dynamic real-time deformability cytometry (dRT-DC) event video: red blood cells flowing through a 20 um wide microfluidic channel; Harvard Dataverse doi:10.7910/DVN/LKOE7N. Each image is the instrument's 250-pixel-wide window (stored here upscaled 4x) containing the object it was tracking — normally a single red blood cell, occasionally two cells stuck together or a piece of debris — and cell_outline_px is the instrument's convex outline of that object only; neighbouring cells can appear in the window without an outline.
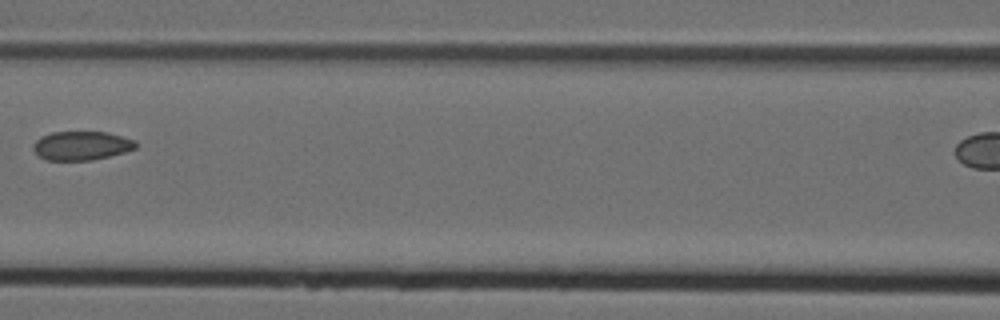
{"species": "Egyptian fruit bat (a non-hibernating species)", "species_latin": "Rousettus aegyptiacus", "temperature_condition": "cold", "stored_images_in_passage": 9, "segment_of_instrument_passage": [1, 2], "camera_frame_rate_fps": 3000, "um_per_image_px": 0.085, "animal": {"sex": "female"}, "frame": {"image": 1, "passage_image": 7, "time_ms": 2.0, "image_size_px": [1000, 320], "cell_outline_px": [[136, 148], [124, 152], [92, 160], [44, 160], [32, 148], [32, 144], [40, 136], [52, 132], [108, 132], [136, 140]], "centroid_in_image_um": [6.91, 12.37], "position_along_channel_um": 159.7, "area_um2": 17.28}}
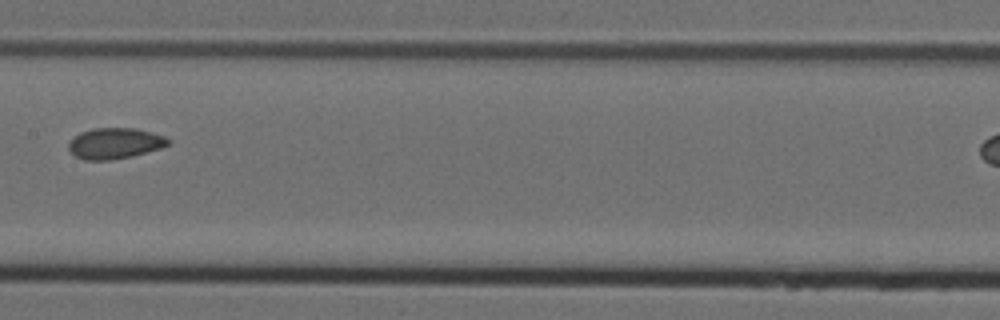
{"frame": {"image": 2, "passage_image": 8, "time_ms": 2.333, "image_size_px": [1000, 320], "cell_outline_px": [[172, 144], [160, 148], [132, 156], [112, 160], [84, 160], [76, 156], [68, 148], [68, 144], [72, 136], [80, 132], [92, 128], [136, 128], [164, 136], [172, 140]], "centroid_in_image_um": [9.76, 12.18], "position_along_channel_um": 197.6, "area_um2": 18.09}}